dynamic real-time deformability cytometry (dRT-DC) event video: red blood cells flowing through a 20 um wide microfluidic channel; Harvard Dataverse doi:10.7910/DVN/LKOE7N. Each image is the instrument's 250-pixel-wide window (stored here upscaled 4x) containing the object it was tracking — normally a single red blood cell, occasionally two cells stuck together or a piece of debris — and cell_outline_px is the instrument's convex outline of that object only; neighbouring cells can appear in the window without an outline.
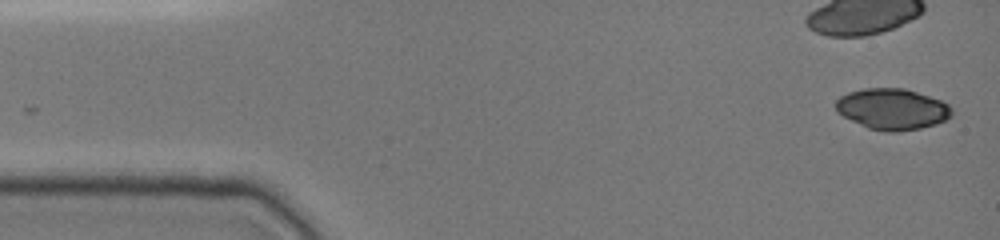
{"species": "common noctule bat (a hibernating species)", "species_latin": "Nyctalus noctula", "temperature_condition": "cold", "stored_images_in_passage": 19, "camera_frame_rate_fps": 3000, "um_per_image_px": 0.085, "animal": {"sex": "female", "body_mass_g": 19.0, "forearm_length_mm": 51.5}, "frame": {"image": 1, "passage_image": 1, "time_ms": 0.0, "image_size_px": [1000, 240], "cell_outline_px": [[952, 116], [936, 124], [920, 128], [896, 132], [888, 132], [868, 128], [836, 112], [836, 100], [840, 96], [848, 92], [864, 88], [904, 88], [940, 100], [948, 104], [952, 108]], "centroid_in_image_um": [75.84, 9.27], "position_along_channel_um": 9.2, "area_um2": 27.63}}